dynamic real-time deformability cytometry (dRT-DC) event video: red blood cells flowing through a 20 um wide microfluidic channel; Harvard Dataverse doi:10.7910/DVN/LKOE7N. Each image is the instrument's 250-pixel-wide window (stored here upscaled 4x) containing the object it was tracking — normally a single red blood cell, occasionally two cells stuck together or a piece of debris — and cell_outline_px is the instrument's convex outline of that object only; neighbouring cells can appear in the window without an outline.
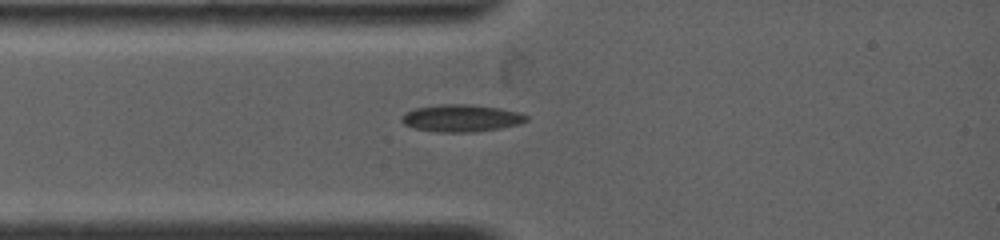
{"species": "common noctule bat (a hibernating species)", "species_latin": "Nyctalus noctula", "temperature_condition": "warm", "stored_images_in_passage": 10, "camera_frame_rate_fps": 4500, "um_per_image_px": 0.085, "animal": {"sex": "female", "body_mass_g": 19.0, "forearm_length_mm": 53.3}, "frame": {"image": 1, "passage_image": 1, "time_ms": 0.0, "image_size_px": [1000, 240], "cell_outline_px": [[528, 120], [520, 124], [500, 128], [472, 132], [436, 132], [416, 128], [404, 124], [400, 120], [400, 116], [412, 108], [440, 104], [468, 104], [500, 108], [520, 112], [528, 116]], "centroid_in_image_um": [39.2, 10.03], "position_along_channel_um": 45.8, "area_um2": 19.94}}
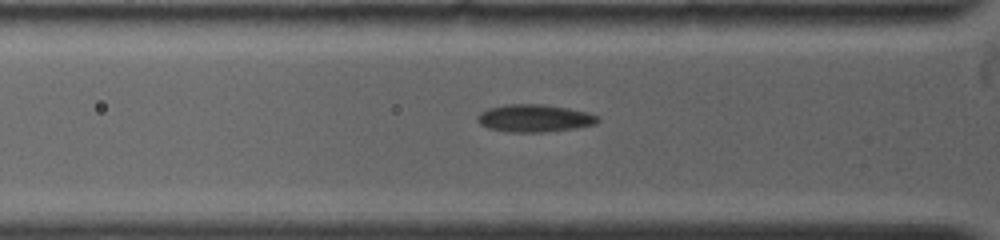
{"frame": {"image": 2, "passage_image": 4, "time_ms": 0.889, "image_size_px": [1000, 240], "cell_outline_px": [[600, 120], [596, 124], [576, 128], [544, 132], [508, 132], [488, 128], [480, 124], [476, 120], [476, 116], [480, 112], [488, 108], [504, 104], [544, 104], [568, 108], [588, 112], [600, 116]], "centroid_in_image_um": [45.43, 10.04], "position_along_channel_um": 80.4, "area_um2": 19.59}}
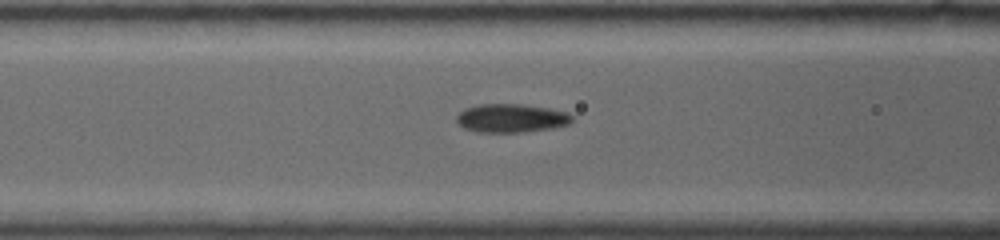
{"frame": {"image": 3, "passage_image": 9, "time_ms": 2.0, "image_size_px": [1000, 240], "cell_outline_px": [[572, 120], [568, 124], [552, 128], [520, 132], [480, 132], [464, 128], [456, 120], [456, 116], [464, 108], [480, 104], [520, 104], [548, 108], [568, 112], [572, 116]], "centroid_in_image_um": [43.44, 10.04], "position_along_channel_um": 123.2, "area_um2": 19.07}}